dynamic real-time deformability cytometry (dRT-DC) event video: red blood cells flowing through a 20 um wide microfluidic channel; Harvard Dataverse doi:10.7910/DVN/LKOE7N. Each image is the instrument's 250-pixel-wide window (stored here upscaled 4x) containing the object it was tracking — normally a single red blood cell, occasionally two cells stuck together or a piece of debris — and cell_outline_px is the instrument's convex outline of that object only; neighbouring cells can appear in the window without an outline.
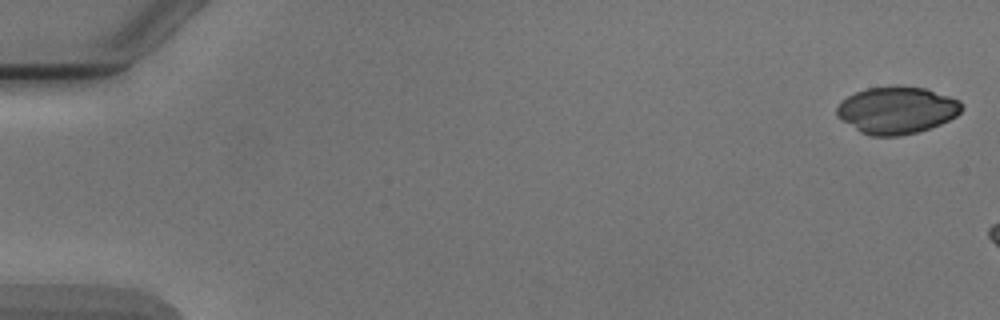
{"species": "Egyptian fruit bat (a non-hibernating species)", "species_latin": "Rousettus aegyptiacus", "temperature_condition": "cold", "stored_images_in_passage": 4, "camera_frame_rate_fps": 3000, "um_per_image_px": 0.085, "animal": {"sex": "male"}, "frame": {"image": 1, "passage_image": 1, "time_ms": 0.0, "image_size_px": [1000, 320], "cell_outline_px": [[964, 108], [956, 116], [940, 124], [916, 132], [900, 136], [872, 136], [860, 132], [836, 116], [836, 108], [840, 100], [856, 92], [868, 88], [892, 84], [904, 84], [924, 88], [960, 100], [964, 104]], "centroid_in_image_um": [76.22, 9.34], "position_along_channel_um": 8.8, "area_um2": 34.74}}